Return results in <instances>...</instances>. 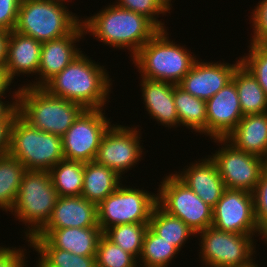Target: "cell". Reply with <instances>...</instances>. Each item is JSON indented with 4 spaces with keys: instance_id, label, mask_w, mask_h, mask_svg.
Wrapping results in <instances>:
<instances>
[{
    "instance_id": "obj_1",
    "label": "cell",
    "mask_w": 267,
    "mask_h": 267,
    "mask_svg": "<svg viewBox=\"0 0 267 267\" xmlns=\"http://www.w3.org/2000/svg\"><path fill=\"white\" fill-rule=\"evenodd\" d=\"M106 69L87 54L81 53L42 88L84 109H104L110 101L114 81Z\"/></svg>"
},
{
    "instance_id": "obj_2",
    "label": "cell",
    "mask_w": 267,
    "mask_h": 267,
    "mask_svg": "<svg viewBox=\"0 0 267 267\" xmlns=\"http://www.w3.org/2000/svg\"><path fill=\"white\" fill-rule=\"evenodd\" d=\"M86 16L82 25L89 34L103 44L118 50L128 49L133 57L160 29L147 17L109 3L93 16Z\"/></svg>"
},
{
    "instance_id": "obj_3",
    "label": "cell",
    "mask_w": 267,
    "mask_h": 267,
    "mask_svg": "<svg viewBox=\"0 0 267 267\" xmlns=\"http://www.w3.org/2000/svg\"><path fill=\"white\" fill-rule=\"evenodd\" d=\"M167 30H159L130 61L139 76L178 85L199 58L186 45L171 40Z\"/></svg>"
},
{
    "instance_id": "obj_4",
    "label": "cell",
    "mask_w": 267,
    "mask_h": 267,
    "mask_svg": "<svg viewBox=\"0 0 267 267\" xmlns=\"http://www.w3.org/2000/svg\"><path fill=\"white\" fill-rule=\"evenodd\" d=\"M84 110L81 105L51 95L42 87L18 88V115L41 131L62 137Z\"/></svg>"
},
{
    "instance_id": "obj_5",
    "label": "cell",
    "mask_w": 267,
    "mask_h": 267,
    "mask_svg": "<svg viewBox=\"0 0 267 267\" xmlns=\"http://www.w3.org/2000/svg\"><path fill=\"white\" fill-rule=\"evenodd\" d=\"M65 3V4H64ZM60 0H21L14 31L41 43L70 34L82 16L73 13Z\"/></svg>"
},
{
    "instance_id": "obj_6",
    "label": "cell",
    "mask_w": 267,
    "mask_h": 267,
    "mask_svg": "<svg viewBox=\"0 0 267 267\" xmlns=\"http://www.w3.org/2000/svg\"><path fill=\"white\" fill-rule=\"evenodd\" d=\"M58 197L49 171L26 170L11 210L27 227L23 231L26 242L47 224Z\"/></svg>"
},
{
    "instance_id": "obj_7",
    "label": "cell",
    "mask_w": 267,
    "mask_h": 267,
    "mask_svg": "<svg viewBox=\"0 0 267 267\" xmlns=\"http://www.w3.org/2000/svg\"><path fill=\"white\" fill-rule=\"evenodd\" d=\"M8 154L26 170L49 171L64 159L62 137L34 128L17 114L10 128Z\"/></svg>"
},
{
    "instance_id": "obj_8",
    "label": "cell",
    "mask_w": 267,
    "mask_h": 267,
    "mask_svg": "<svg viewBox=\"0 0 267 267\" xmlns=\"http://www.w3.org/2000/svg\"><path fill=\"white\" fill-rule=\"evenodd\" d=\"M198 235L201 267H254L257 264L254 258L257 243L254 238L261 235L227 232L213 226L197 233L195 237Z\"/></svg>"
},
{
    "instance_id": "obj_9",
    "label": "cell",
    "mask_w": 267,
    "mask_h": 267,
    "mask_svg": "<svg viewBox=\"0 0 267 267\" xmlns=\"http://www.w3.org/2000/svg\"><path fill=\"white\" fill-rule=\"evenodd\" d=\"M160 183L156 191L157 204L165 212L181 219L195 234L212 226L213 208L173 172L162 177Z\"/></svg>"
},
{
    "instance_id": "obj_10",
    "label": "cell",
    "mask_w": 267,
    "mask_h": 267,
    "mask_svg": "<svg viewBox=\"0 0 267 267\" xmlns=\"http://www.w3.org/2000/svg\"><path fill=\"white\" fill-rule=\"evenodd\" d=\"M157 195L148 190L121 184L98 206V226L102 232L111 226L149 223Z\"/></svg>"
},
{
    "instance_id": "obj_11",
    "label": "cell",
    "mask_w": 267,
    "mask_h": 267,
    "mask_svg": "<svg viewBox=\"0 0 267 267\" xmlns=\"http://www.w3.org/2000/svg\"><path fill=\"white\" fill-rule=\"evenodd\" d=\"M211 140L218 147L221 146L209 156L215 162L226 189L253 193L261 174L266 170L264 159L235 148L225 138Z\"/></svg>"
},
{
    "instance_id": "obj_12",
    "label": "cell",
    "mask_w": 267,
    "mask_h": 267,
    "mask_svg": "<svg viewBox=\"0 0 267 267\" xmlns=\"http://www.w3.org/2000/svg\"><path fill=\"white\" fill-rule=\"evenodd\" d=\"M111 123L104 109H85L62 136L64 159L94 161Z\"/></svg>"
},
{
    "instance_id": "obj_13",
    "label": "cell",
    "mask_w": 267,
    "mask_h": 267,
    "mask_svg": "<svg viewBox=\"0 0 267 267\" xmlns=\"http://www.w3.org/2000/svg\"><path fill=\"white\" fill-rule=\"evenodd\" d=\"M138 126L129 127L113 123L104 134L94 161L109 167L121 177L136 167L145 155L143 150H146L141 145L143 140H140L142 134Z\"/></svg>"
},
{
    "instance_id": "obj_14",
    "label": "cell",
    "mask_w": 267,
    "mask_h": 267,
    "mask_svg": "<svg viewBox=\"0 0 267 267\" xmlns=\"http://www.w3.org/2000/svg\"><path fill=\"white\" fill-rule=\"evenodd\" d=\"M212 226L227 232L260 235L253 193L226 189L213 208Z\"/></svg>"
},
{
    "instance_id": "obj_15",
    "label": "cell",
    "mask_w": 267,
    "mask_h": 267,
    "mask_svg": "<svg viewBox=\"0 0 267 267\" xmlns=\"http://www.w3.org/2000/svg\"><path fill=\"white\" fill-rule=\"evenodd\" d=\"M85 31L82 22L68 35L61 38L50 40L42 44L40 63L38 67L37 77L34 81L19 85L20 87H42L54 75L60 73L70 62H72L79 54L81 48H78L77 42L84 38ZM39 75V76H38ZM36 80V81H35Z\"/></svg>"
},
{
    "instance_id": "obj_16",
    "label": "cell",
    "mask_w": 267,
    "mask_h": 267,
    "mask_svg": "<svg viewBox=\"0 0 267 267\" xmlns=\"http://www.w3.org/2000/svg\"><path fill=\"white\" fill-rule=\"evenodd\" d=\"M236 60L230 64L224 60L204 62L197 59L178 85L192 96L207 101L232 80L234 70L241 63L240 57Z\"/></svg>"
},
{
    "instance_id": "obj_17",
    "label": "cell",
    "mask_w": 267,
    "mask_h": 267,
    "mask_svg": "<svg viewBox=\"0 0 267 267\" xmlns=\"http://www.w3.org/2000/svg\"><path fill=\"white\" fill-rule=\"evenodd\" d=\"M100 227L41 229L28 241L29 248H59L80 256H96Z\"/></svg>"
},
{
    "instance_id": "obj_18",
    "label": "cell",
    "mask_w": 267,
    "mask_h": 267,
    "mask_svg": "<svg viewBox=\"0 0 267 267\" xmlns=\"http://www.w3.org/2000/svg\"><path fill=\"white\" fill-rule=\"evenodd\" d=\"M207 137L226 138L243 118L236 85L231 80L206 101Z\"/></svg>"
},
{
    "instance_id": "obj_19",
    "label": "cell",
    "mask_w": 267,
    "mask_h": 267,
    "mask_svg": "<svg viewBox=\"0 0 267 267\" xmlns=\"http://www.w3.org/2000/svg\"><path fill=\"white\" fill-rule=\"evenodd\" d=\"M184 167L180 172L174 171V174L207 205L214 208L226 190L215 162L206 155Z\"/></svg>"
},
{
    "instance_id": "obj_20",
    "label": "cell",
    "mask_w": 267,
    "mask_h": 267,
    "mask_svg": "<svg viewBox=\"0 0 267 267\" xmlns=\"http://www.w3.org/2000/svg\"><path fill=\"white\" fill-rule=\"evenodd\" d=\"M98 226L97 205L80 196H59L51 217L42 229Z\"/></svg>"
},
{
    "instance_id": "obj_21",
    "label": "cell",
    "mask_w": 267,
    "mask_h": 267,
    "mask_svg": "<svg viewBox=\"0 0 267 267\" xmlns=\"http://www.w3.org/2000/svg\"><path fill=\"white\" fill-rule=\"evenodd\" d=\"M139 85L142 86V100L144 108L150 118L157 124L170 128L179 126L178 114L174 104L175 84L149 80L141 77Z\"/></svg>"
},
{
    "instance_id": "obj_22",
    "label": "cell",
    "mask_w": 267,
    "mask_h": 267,
    "mask_svg": "<svg viewBox=\"0 0 267 267\" xmlns=\"http://www.w3.org/2000/svg\"><path fill=\"white\" fill-rule=\"evenodd\" d=\"M42 44L32 37L10 31L5 69L12 82L22 74L37 76Z\"/></svg>"
},
{
    "instance_id": "obj_23",
    "label": "cell",
    "mask_w": 267,
    "mask_h": 267,
    "mask_svg": "<svg viewBox=\"0 0 267 267\" xmlns=\"http://www.w3.org/2000/svg\"><path fill=\"white\" fill-rule=\"evenodd\" d=\"M225 139L235 148L264 159L267 155V112L243 116Z\"/></svg>"
},
{
    "instance_id": "obj_24",
    "label": "cell",
    "mask_w": 267,
    "mask_h": 267,
    "mask_svg": "<svg viewBox=\"0 0 267 267\" xmlns=\"http://www.w3.org/2000/svg\"><path fill=\"white\" fill-rule=\"evenodd\" d=\"M122 178L114 170L96 161L86 162L81 196L98 206L123 183Z\"/></svg>"
},
{
    "instance_id": "obj_25",
    "label": "cell",
    "mask_w": 267,
    "mask_h": 267,
    "mask_svg": "<svg viewBox=\"0 0 267 267\" xmlns=\"http://www.w3.org/2000/svg\"><path fill=\"white\" fill-rule=\"evenodd\" d=\"M243 116L267 112V95L252 73L241 63L232 75Z\"/></svg>"
},
{
    "instance_id": "obj_26",
    "label": "cell",
    "mask_w": 267,
    "mask_h": 267,
    "mask_svg": "<svg viewBox=\"0 0 267 267\" xmlns=\"http://www.w3.org/2000/svg\"><path fill=\"white\" fill-rule=\"evenodd\" d=\"M174 104L178 114L179 127L185 126L194 134L207 137L206 101L192 96L179 85L174 86Z\"/></svg>"
},
{
    "instance_id": "obj_27",
    "label": "cell",
    "mask_w": 267,
    "mask_h": 267,
    "mask_svg": "<svg viewBox=\"0 0 267 267\" xmlns=\"http://www.w3.org/2000/svg\"><path fill=\"white\" fill-rule=\"evenodd\" d=\"M149 227L179 251L190 238L196 235L181 219L168 214L158 204L152 210Z\"/></svg>"
},
{
    "instance_id": "obj_28",
    "label": "cell",
    "mask_w": 267,
    "mask_h": 267,
    "mask_svg": "<svg viewBox=\"0 0 267 267\" xmlns=\"http://www.w3.org/2000/svg\"><path fill=\"white\" fill-rule=\"evenodd\" d=\"M26 172L24 165L9 154L0 156V209L11 212Z\"/></svg>"
},
{
    "instance_id": "obj_29",
    "label": "cell",
    "mask_w": 267,
    "mask_h": 267,
    "mask_svg": "<svg viewBox=\"0 0 267 267\" xmlns=\"http://www.w3.org/2000/svg\"><path fill=\"white\" fill-rule=\"evenodd\" d=\"M58 196H80L83 190L84 162L63 159L50 170Z\"/></svg>"
},
{
    "instance_id": "obj_30",
    "label": "cell",
    "mask_w": 267,
    "mask_h": 267,
    "mask_svg": "<svg viewBox=\"0 0 267 267\" xmlns=\"http://www.w3.org/2000/svg\"><path fill=\"white\" fill-rule=\"evenodd\" d=\"M179 252L172 243L164 240L148 227L138 265L140 264L139 267H168L172 260L177 258L176 254Z\"/></svg>"
},
{
    "instance_id": "obj_31",
    "label": "cell",
    "mask_w": 267,
    "mask_h": 267,
    "mask_svg": "<svg viewBox=\"0 0 267 267\" xmlns=\"http://www.w3.org/2000/svg\"><path fill=\"white\" fill-rule=\"evenodd\" d=\"M148 227L149 223L121 224L111 226L103 234L138 260L142 252L143 240Z\"/></svg>"
},
{
    "instance_id": "obj_32",
    "label": "cell",
    "mask_w": 267,
    "mask_h": 267,
    "mask_svg": "<svg viewBox=\"0 0 267 267\" xmlns=\"http://www.w3.org/2000/svg\"><path fill=\"white\" fill-rule=\"evenodd\" d=\"M96 267H139L138 260L120 246L110 241L104 234L98 241Z\"/></svg>"
},
{
    "instance_id": "obj_33",
    "label": "cell",
    "mask_w": 267,
    "mask_h": 267,
    "mask_svg": "<svg viewBox=\"0 0 267 267\" xmlns=\"http://www.w3.org/2000/svg\"><path fill=\"white\" fill-rule=\"evenodd\" d=\"M50 267H96L95 256H80L59 248H33Z\"/></svg>"
},
{
    "instance_id": "obj_34",
    "label": "cell",
    "mask_w": 267,
    "mask_h": 267,
    "mask_svg": "<svg viewBox=\"0 0 267 267\" xmlns=\"http://www.w3.org/2000/svg\"><path fill=\"white\" fill-rule=\"evenodd\" d=\"M249 44V53L240 56L241 64L252 73L267 95V45Z\"/></svg>"
},
{
    "instance_id": "obj_35",
    "label": "cell",
    "mask_w": 267,
    "mask_h": 267,
    "mask_svg": "<svg viewBox=\"0 0 267 267\" xmlns=\"http://www.w3.org/2000/svg\"><path fill=\"white\" fill-rule=\"evenodd\" d=\"M114 3L121 8L142 14L150 19L160 30H164L165 23L158 19L159 15L166 16L169 13L158 0H115Z\"/></svg>"
},
{
    "instance_id": "obj_36",
    "label": "cell",
    "mask_w": 267,
    "mask_h": 267,
    "mask_svg": "<svg viewBox=\"0 0 267 267\" xmlns=\"http://www.w3.org/2000/svg\"><path fill=\"white\" fill-rule=\"evenodd\" d=\"M254 212L261 235V241L267 244V169L261 174L254 191Z\"/></svg>"
},
{
    "instance_id": "obj_37",
    "label": "cell",
    "mask_w": 267,
    "mask_h": 267,
    "mask_svg": "<svg viewBox=\"0 0 267 267\" xmlns=\"http://www.w3.org/2000/svg\"><path fill=\"white\" fill-rule=\"evenodd\" d=\"M251 10L250 23L253 34L250 35V43L267 45V0H260Z\"/></svg>"
},
{
    "instance_id": "obj_38",
    "label": "cell",
    "mask_w": 267,
    "mask_h": 267,
    "mask_svg": "<svg viewBox=\"0 0 267 267\" xmlns=\"http://www.w3.org/2000/svg\"><path fill=\"white\" fill-rule=\"evenodd\" d=\"M20 3L21 0H0V29H15Z\"/></svg>"
},
{
    "instance_id": "obj_39",
    "label": "cell",
    "mask_w": 267,
    "mask_h": 267,
    "mask_svg": "<svg viewBox=\"0 0 267 267\" xmlns=\"http://www.w3.org/2000/svg\"><path fill=\"white\" fill-rule=\"evenodd\" d=\"M24 249V250H23ZM25 248L0 246V267H27ZM26 260V261H25Z\"/></svg>"
},
{
    "instance_id": "obj_40",
    "label": "cell",
    "mask_w": 267,
    "mask_h": 267,
    "mask_svg": "<svg viewBox=\"0 0 267 267\" xmlns=\"http://www.w3.org/2000/svg\"><path fill=\"white\" fill-rule=\"evenodd\" d=\"M4 101L5 99H0V122H12L18 114L17 99H12L10 102Z\"/></svg>"
},
{
    "instance_id": "obj_41",
    "label": "cell",
    "mask_w": 267,
    "mask_h": 267,
    "mask_svg": "<svg viewBox=\"0 0 267 267\" xmlns=\"http://www.w3.org/2000/svg\"><path fill=\"white\" fill-rule=\"evenodd\" d=\"M11 84H13V82L9 79L7 70L5 69V67H0V99H6L7 96L9 97L11 95V93L12 95L10 98L17 99L18 88L17 90L15 89L14 91H11V89H13V88H10V86L12 87ZM7 93L9 95H7Z\"/></svg>"
},
{
    "instance_id": "obj_42",
    "label": "cell",
    "mask_w": 267,
    "mask_h": 267,
    "mask_svg": "<svg viewBox=\"0 0 267 267\" xmlns=\"http://www.w3.org/2000/svg\"><path fill=\"white\" fill-rule=\"evenodd\" d=\"M12 122H0V155H7L10 147V128Z\"/></svg>"
},
{
    "instance_id": "obj_43",
    "label": "cell",
    "mask_w": 267,
    "mask_h": 267,
    "mask_svg": "<svg viewBox=\"0 0 267 267\" xmlns=\"http://www.w3.org/2000/svg\"><path fill=\"white\" fill-rule=\"evenodd\" d=\"M10 31L0 29V67H5Z\"/></svg>"
},
{
    "instance_id": "obj_44",
    "label": "cell",
    "mask_w": 267,
    "mask_h": 267,
    "mask_svg": "<svg viewBox=\"0 0 267 267\" xmlns=\"http://www.w3.org/2000/svg\"><path fill=\"white\" fill-rule=\"evenodd\" d=\"M160 3H161V5L169 12V14H170V12H172V11H170V10H172V3H171V1L172 0H158Z\"/></svg>"
},
{
    "instance_id": "obj_45",
    "label": "cell",
    "mask_w": 267,
    "mask_h": 267,
    "mask_svg": "<svg viewBox=\"0 0 267 267\" xmlns=\"http://www.w3.org/2000/svg\"><path fill=\"white\" fill-rule=\"evenodd\" d=\"M36 261V267H50L48 264H46L39 256Z\"/></svg>"
},
{
    "instance_id": "obj_46",
    "label": "cell",
    "mask_w": 267,
    "mask_h": 267,
    "mask_svg": "<svg viewBox=\"0 0 267 267\" xmlns=\"http://www.w3.org/2000/svg\"><path fill=\"white\" fill-rule=\"evenodd\" d=\"M264 161H265V168L267 169V155H266V157L264 158Z\"/></svg>"
},
{
    "instance_id": "obj_47",
    "label": "cell",
    "mask_w": 267,
    "mask_h": 267,
    "mask_svg": "<svg viewBox=\"0 0 267 267\" xmlns=\"http://www.w3.org/2000/svg\"><path fill=\"white\" fill-rule=\"evenodd\" d=\"M60 1H64V2H72V0H71V1H70V0H69V1H68V0H67V1H66V0H60Z\"/></svg>"
}]
</instances>
